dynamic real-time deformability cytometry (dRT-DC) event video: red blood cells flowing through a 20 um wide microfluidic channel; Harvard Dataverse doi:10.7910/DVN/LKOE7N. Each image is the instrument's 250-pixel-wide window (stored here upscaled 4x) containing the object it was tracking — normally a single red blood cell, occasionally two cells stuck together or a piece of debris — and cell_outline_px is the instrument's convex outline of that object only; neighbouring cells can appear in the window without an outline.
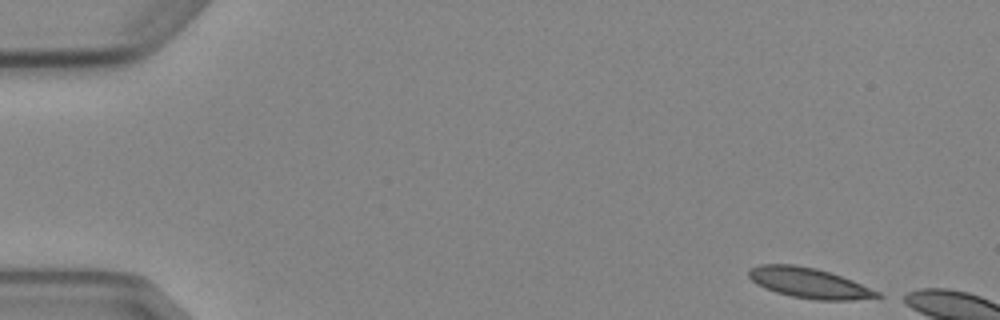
{"species": "Egyptian fruit bat (a non-hibernating species)", "species_latin": "Rousettus aegyptiacus", "temperature_condition": "cold", "stored_images_in_passage": 3, "camera_frame_rate_fps": 3000, "um_per_image_px": 0.085, "animal": {"sex": "female"}, "frame": {"image": 1, "passage_image": 1, "time_ms": 0.0, "image_size_px": [1000, 320], "cell_outline_px": [[884, 296], [852, 300], [816, 300], [792, 296], [776, 292], [764, 288], [756, 284], [748, 276], [748, 268], [760, 264], [792, 264], [816, 268], [852, 280], [880, 292]], "centroid_in_image_um": [68.74, 24.05], "position_along_channel_um": 16.3, "area_um2": 22.6}}